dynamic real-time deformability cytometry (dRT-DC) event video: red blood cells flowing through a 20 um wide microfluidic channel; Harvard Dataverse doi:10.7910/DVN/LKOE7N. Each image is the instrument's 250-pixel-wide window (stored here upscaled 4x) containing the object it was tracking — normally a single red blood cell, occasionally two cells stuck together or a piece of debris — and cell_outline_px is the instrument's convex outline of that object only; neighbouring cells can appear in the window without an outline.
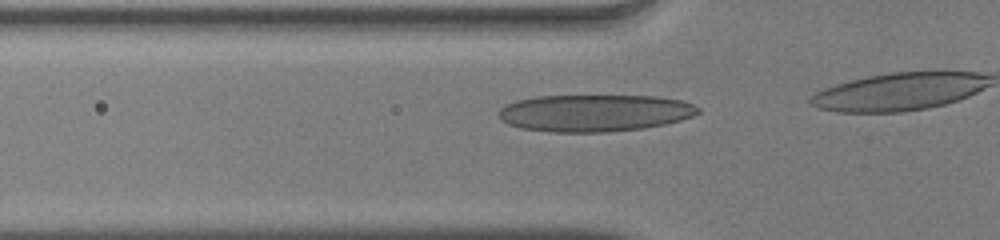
{"species": "human", "species_latin": "Homo sapiens", "temperature_condition": "warm", "stored_images_in_passage": 13, "camera_frame_rate_fps": 3000, "um_per_image_px": 0.085, "donor": {"sex": "male"}, "frame": {"image": 1, "passage_image": 8, "time_ms": 2.333, "image_size_px": [1000, 240], "cell_outline_px": [[700, 112], [692, 116], [680, 120], [664, 124], [644, 128], [608, 132], [552, 132], [520, 128], [508, 124], [500, 120], [500, 108], [516, 100], [536, 96], [656, 96], [680, 100], [692, 104], [700, 108]], "centroid_in_image_um": [50.53, 9.6], "position_along_channel_um": 75.3, "area_um2": 43.0}}
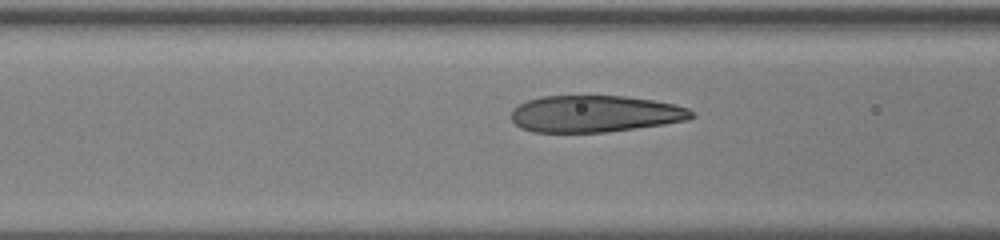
{"frame": {"image": 2, "passage_image": 11, "time_ms": 3.333, "image_size_px": [1000, 240], "cell_outline_px": [[696, 116], [688, 120], [664, 124], [608, 132], [532, 132], [520, 128], [512, 120], [512, 108], [528, 100], [540, 96], [624, 96], [652, 100], [676, 104], [688, 108]], "centroid_in_image_um": [50.58, 9.67], "position_along_channel_um": 116.0, "area_um2": 38.73}}